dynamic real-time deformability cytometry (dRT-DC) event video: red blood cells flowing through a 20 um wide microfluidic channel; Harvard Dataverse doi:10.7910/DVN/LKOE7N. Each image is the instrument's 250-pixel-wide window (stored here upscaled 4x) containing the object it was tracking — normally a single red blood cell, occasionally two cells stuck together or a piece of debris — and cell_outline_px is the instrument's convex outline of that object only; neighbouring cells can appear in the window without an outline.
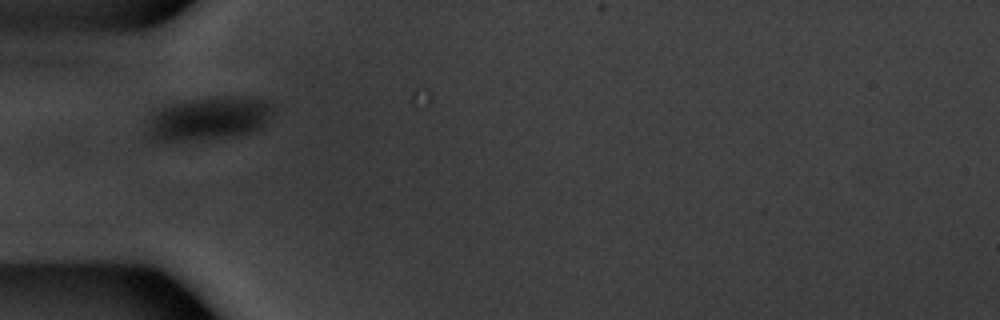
{"species": "common noctule bat (a hibernating species)", "species_latin": "Nyctalus noctula", "temperature_condition": "warm", "stored_images_in_passage": 5, "camera_frame_rate_fps": 3000, "um_per_image_px": 0.085, "animal": {"sex": "male", "body_mass_g": 20.1, "forearm_length_mm": 53.5}, "frame": {"image": 1, "passage_image": 1, "time_ms": 0.0, "image_size_px": [1000, 320], "cell_outline_px": [[272, 112], [264, 124], [260, 128], [236, 136], [172, 140], [156, 140], [152, 136], [152, 116], [160, 108], [172, 104], [192, 100], [236, 96], [272, 100]], "centroid_in_image_um": [17.89, 10.04], "position_along_channel_um": 67.1, "area_um2": 30.29}}